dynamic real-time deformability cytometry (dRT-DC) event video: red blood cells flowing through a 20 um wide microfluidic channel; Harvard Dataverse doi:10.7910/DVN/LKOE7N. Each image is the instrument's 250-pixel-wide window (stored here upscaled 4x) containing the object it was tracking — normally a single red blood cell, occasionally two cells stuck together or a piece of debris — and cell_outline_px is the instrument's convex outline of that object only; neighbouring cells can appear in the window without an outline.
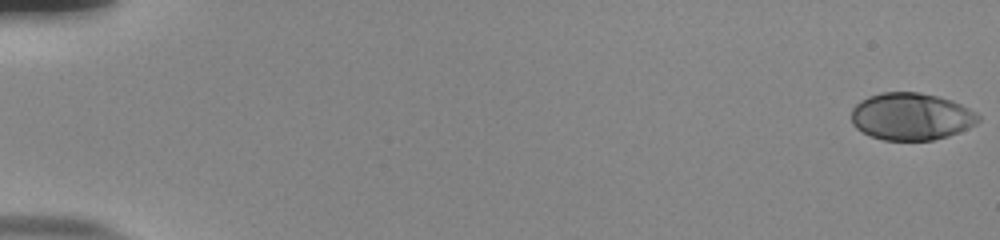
{"species": "human", "species_latin": "Homo sapiens", "temperature_condition": "room temperature", "stored_images_in_passage": 56, "camera_frame_rate_fps": 3000, "um_per_image_px": 0.085, "donor": {"sex": "male"}, "frame": {"image": 1, "passage_image": 1, "time_ms": 0.0, "image_size_px": [1000, 240], "cell_outline_px": [[980, 120], [976, 124], [968, 128], [948, 136], [932, 140], [884, 140], [872, 136], [856, 128], [852, 124], [852, 108], [860, 100], [868, 96], [884, 92], [920, 92], [952, 100], [976, 112], [980, 116]], "centroid_in_image_um": [77.45, 9.9], "position_along_channel_um": 7.5, "area_um2": 34.91}}
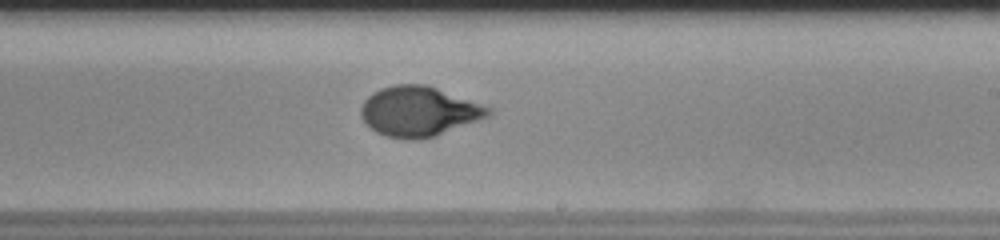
{"frame": {"image": 2, "passage_image": 35, "time_ms": 11.333, "image_size_px": [1000, 240], "cell_outline_px": [[492, 112], [488, 116], [436, 136], [420, 140], [404, 140], [388, 136], [376, 132], [360, 116], [360, 108], [364, 100], [372, 92], [380, 88], [396, 84], [424, 84], [436, 88], [492, 108]], "centroid_in_image_um": [35.56, 9.48], "position_along_channel_um": 253.4, "area_um2": 36.88}}
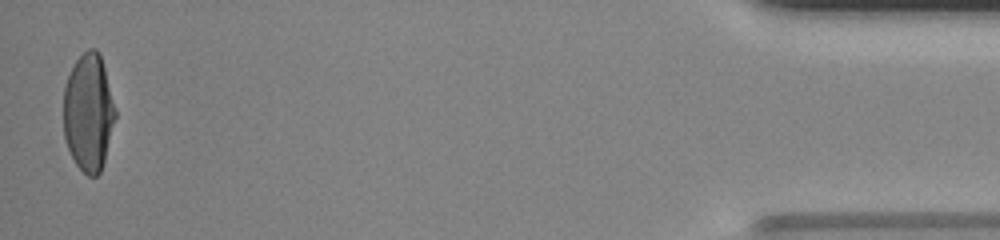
{"frame": {"image": 3, "passage_image": 55, "time_ms": 18.0, "image_size_px": [1000, 240], "cell_outline_px": [[116, 116], [104, 160], [100, 172], [96, 176], [88, 176], [76, 164], [68, 148], [64, 136], [64, 88], [68, 76], [76, 60], [88, 48], [96, 48], [100, 52], [116, 112]], "centroid_in_image_um": [7.52, 9.54], "position_along_channel_um": 427.7, "area_um2": 35.14}, "authors_computed_cell_mechanics": {"area_um2": 35.8938, "velocity_mm_per_s": 3.801, "shape_relaxation_time_tau1_ms": 5.9362, "shape_relaxation_time_tau2_ms": null, "deformation_change_tau1": 0.241, "deformation_change_tau2": null}}